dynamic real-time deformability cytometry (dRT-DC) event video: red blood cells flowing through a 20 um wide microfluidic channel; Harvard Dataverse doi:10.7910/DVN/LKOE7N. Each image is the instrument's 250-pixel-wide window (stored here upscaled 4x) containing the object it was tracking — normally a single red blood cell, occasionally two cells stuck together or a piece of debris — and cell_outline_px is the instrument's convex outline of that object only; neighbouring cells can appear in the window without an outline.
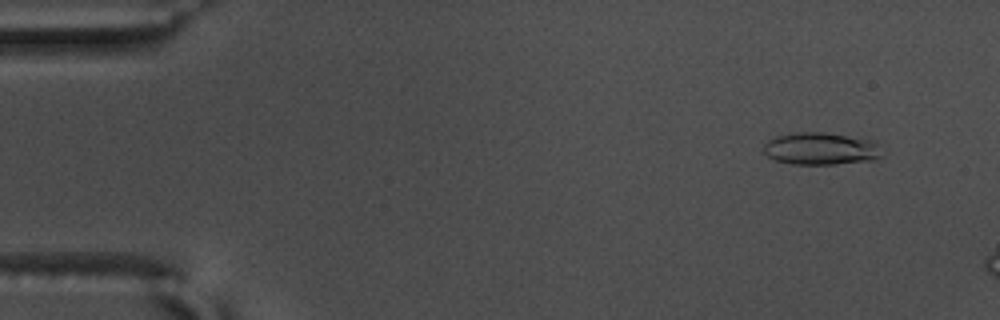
{"species": "common noctule bat (a hibernating species)", "species_latin": "Nyctalus noctula", "temperature_condition": "warm", "stored_images_in_passage": 8, "camera_frame_rate_fps": 3000, "um_per_image_px": 0.085, "animal": {"sex": "male", "body_mass_g": 17.5, "forearm_length_mm": 52.3}, "frame": {"image": 1, "passage_image": 1, "time_ms": 0.0, "image_size_px": [1000, 320], "cell_outline_px": [[880, 156], [876, 160], [836, 164], [792, 164], [776, 160], [768, 156], [764, 152], [764, 144], [768, 140], [776, 136], [792, 132], [824, 132], [876, 140]], "centroid_in_image_um": [69.76, 12.63], "position_along_channel_um": 15.2, "area_um2": 22.37}}